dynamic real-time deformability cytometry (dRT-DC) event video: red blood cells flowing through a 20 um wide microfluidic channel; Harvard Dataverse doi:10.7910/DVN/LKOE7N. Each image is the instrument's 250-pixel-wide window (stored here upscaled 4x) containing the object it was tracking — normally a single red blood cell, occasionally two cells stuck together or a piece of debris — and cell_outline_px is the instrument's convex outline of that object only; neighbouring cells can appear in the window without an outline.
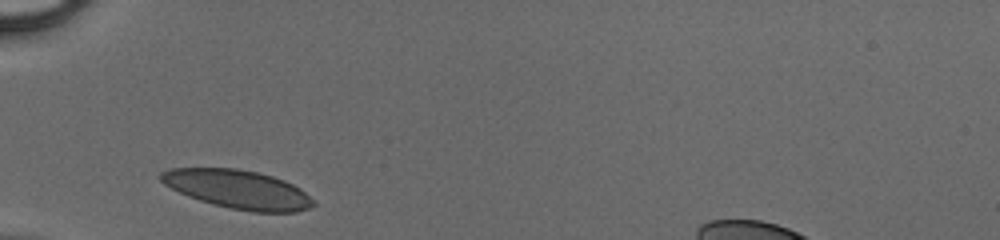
{"species": "human", "species_latin": "Homo sapiens", "temperature_condition": "cold", "stored_images_in_passage": 25, "camera_frame_rate_fps": 3000, "um_per_image_px": 0.085, "donor": {"sex": "male"}, "frame": {"image": 1, "passage_image": 1, "time_ms": 0.0, "image_size_px": [1000, 240], "cell_outline_px": [[316, 204], [308, 208], [296, 212], [252, 212], [228, 208], [212, 204], [188, 196], [164, 184], [156, 176], [160, 172], [172, 168], [236, 168], [256, 172], [272, 176], [284, 180], [300, 188], [316, 200]], "centroid_in_image_um": [20.23, 16.09], "position_along_channel_um": 64.8, "area_um2": 34.51}}
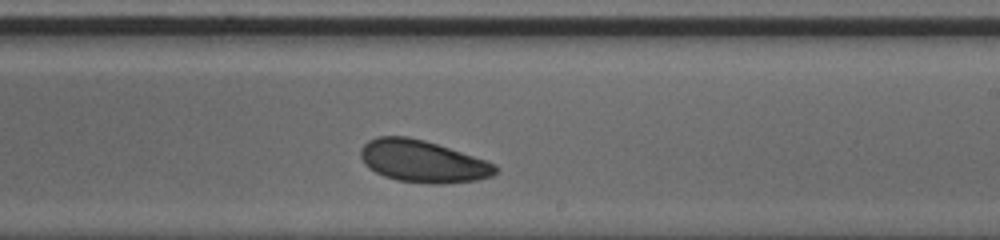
{"frame": {"image": 2, "passage_image": 15, "time_ms": 4.667, "image_size_px": [1000, 240], "cell_outline_px": [[496, 172], [492, 176], [476, 180], [444, 184], [432, 184], [396, 180], [384, 176], [368, 168], [364, 164], [360, 156], [360, 148], [368, 140], [376, 136], [408, 136], [424, 140], [496, 164]], "centroid_in_image_um": [35.87, 13.71], "position_along_channel_um": 253.1, "area_um2": 32.95}}
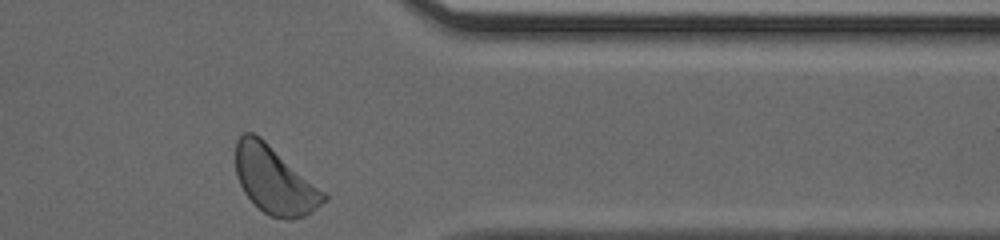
{"frame": {"image": 3, "passage_image": 25, "time_ms": 8.0, "image_size_px": [1000, 240], "cell_outline_px": [[328, 200], [312, 212], [304, 216], [292, 220], [288, 220], [272, 216], [264, 212], [244, 192], [236, 176], [236, 140], [244, 132], [252, 132], [260, 136], [324, 192], [328, 196]], "centroid_in_image_um": [23.33, 15.32], "position_along_channel_um": 388.1, "area_um2": 34.16}}